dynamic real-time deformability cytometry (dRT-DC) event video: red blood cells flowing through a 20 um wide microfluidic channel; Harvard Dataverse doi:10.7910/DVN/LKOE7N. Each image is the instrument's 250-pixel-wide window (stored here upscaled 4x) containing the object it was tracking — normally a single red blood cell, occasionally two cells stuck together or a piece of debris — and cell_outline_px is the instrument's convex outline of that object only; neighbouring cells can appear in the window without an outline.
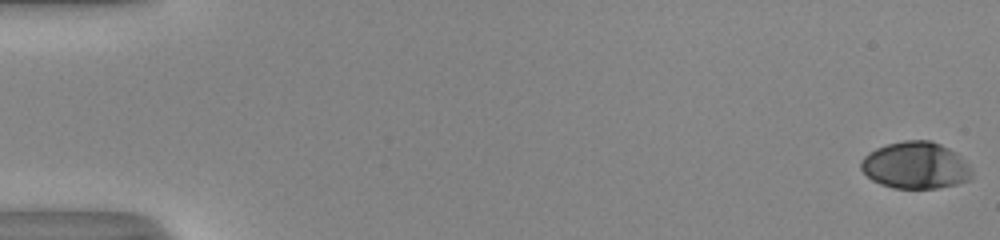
{"species": "human", "species_latin": "Homo sapiens", "temperature_condition": "room temperature", "stored_images_in_passage": 53, "camera_frame_rate_fps": 3000, "um_per_image_px": 0.085, "donor": {"sex": "male"}, "frame": {"image": 1, "passage_image": 1, "time_ms": 0.0, "image_size_px": [1000, 240], "cell_outline_px": [[972, 176], [968, 180], [956, 184], [936, 188], [892, 188], [880, 184], [872, 180], [860, 168], [860, 160], [868, 152], [876, 148], [888, 144], [904, 140], [928, 140], [940, 144], [956, 152], [968, 164], [972, 172]], "centroid_in_image_um": [77.8, 14.05], "position_along_channel_um": 7.2, "area_um2": 30.29}}
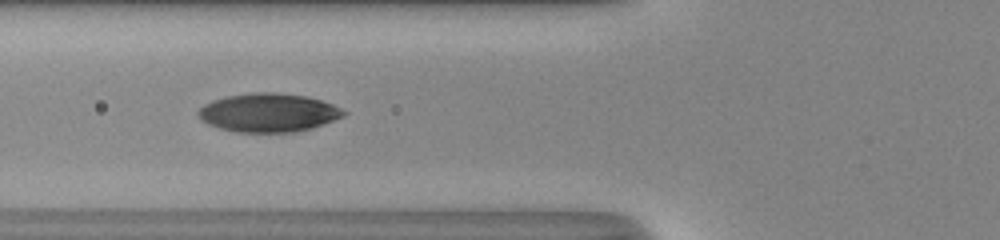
{"frame": {"image": 2, "passage_image": 22, "time_ms": 7.0, "image_size_px": [1000, 240], "cell_outline_px": [[348, 112], [344, 116], [312, 128], [296, 132], [236, 132], [220, 128], [208, 124], [196, 112], [204, 104], [212, 100], [228, 96], [252, 92], [272, 92], [308, 96], [332, 104]], "centroid_in_image_um": [22.83, 9.57], "position_along_channel_um": 103.0, "area_um2": 32.6}}
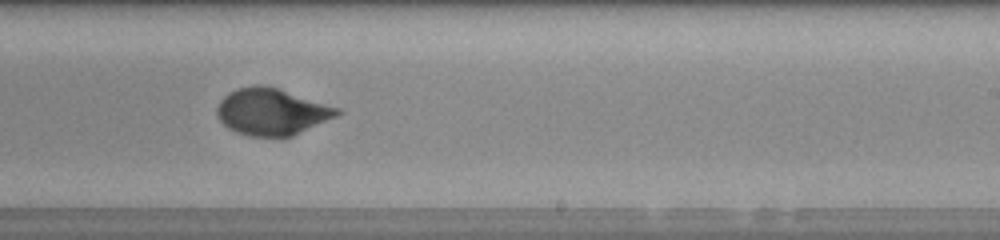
{"frame": {"image": 3, "passage_image": 34, "time_ms": 11.0, "image_size_px": [1000, 240], "cell_outline_px": [[344, 112], [336, 116], [292, 136], [248, 136], [236, 132], [228, 128], [216, 116], [216, 108], [220, 100], [228, 92], [236, 88], [256, 84], [264, 84], [340, 108]], "centroid_in_image_um": [23.06, 9.48], "position_along_channel_um": 265.9, "area_um2": 32.66}, "authors_computed_cell_mechanics": {"area_um2": 31.4432, "velocity_mm_per_s": 4.0777, "shape_relaxation_time_tau1_ms": 4.1988, "shape_relaxation_time_tau2_ms": 0.8728, "deformation_change_tau1": 0.1866, "deformation_change_tau2": 0.048}}